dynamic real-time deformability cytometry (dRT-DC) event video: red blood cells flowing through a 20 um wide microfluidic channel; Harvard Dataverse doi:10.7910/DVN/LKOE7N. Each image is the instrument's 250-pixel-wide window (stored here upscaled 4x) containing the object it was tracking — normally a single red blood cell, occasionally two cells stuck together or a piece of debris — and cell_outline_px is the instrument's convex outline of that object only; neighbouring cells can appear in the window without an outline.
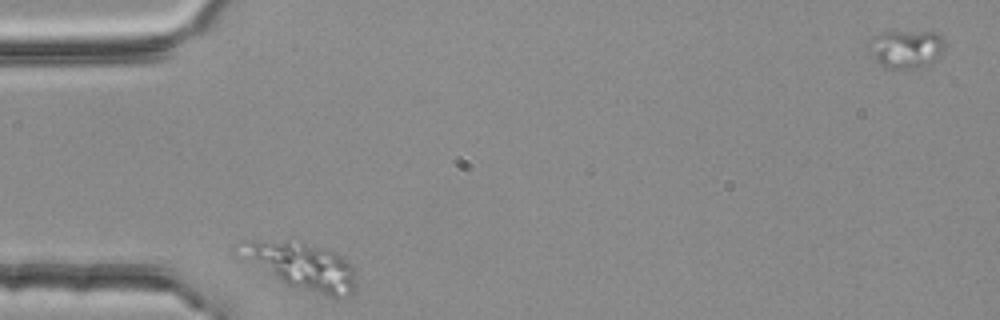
{"species": "common noctule bat (a hibernating species)", "species_latin": "Nyctalus noctula", "temperature_condition": "room temperature", "stored_images_in_passage": 3, "segment_of_instrument_passage": [1, 2], "camera_frame_rate_fps": 3000, "um_per_image_px": 0.085, "animal": {"sex": "female", "body_mass_g": 25.1}, "frame": {"image": 1, "passage_image": 1, "time_ms": 0.0, "image_size_px": [1000, 320], "cell_outline_px": [[356, 284], [352, 292], [336, 296], [328, 296], [284, 284], [236, 256], [232, 252], [232, 244], [240, 240], [296, 236], [336, 252], [352, 264]], "centroid_in_image_um": [25.42, 22.44], "position_along_channel_um": 59.6, "area_um2": 34.04}}